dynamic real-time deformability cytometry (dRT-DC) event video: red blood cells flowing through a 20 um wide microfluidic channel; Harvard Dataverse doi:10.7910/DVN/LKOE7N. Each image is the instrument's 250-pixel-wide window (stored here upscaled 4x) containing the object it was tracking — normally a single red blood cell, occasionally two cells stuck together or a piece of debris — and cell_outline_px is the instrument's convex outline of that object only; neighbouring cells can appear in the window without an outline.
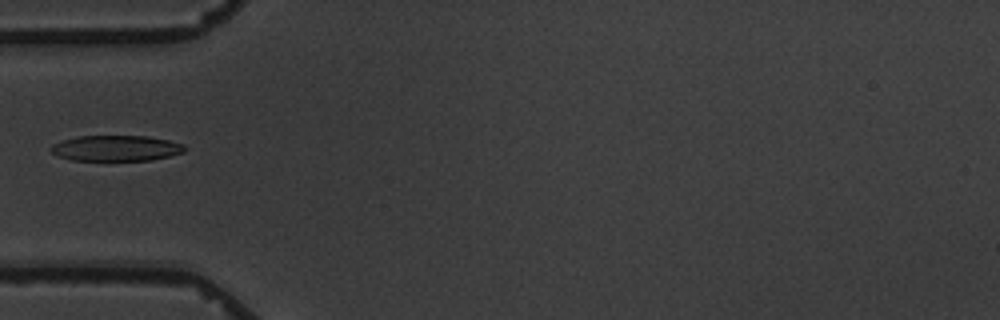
{"species": "common noctule bat (a hibernating species)", "species_latin": "Nyctalus noctula", "temperature_condition": "warm", "stored_images_in_passage": 1, "camera_frame_rate_fps": 3000, "um_per_image_px": 0.085, "animal": {"sex": "male", "body_mass_g": 19.5, "forearm_length_mm": 54.6}, "frame": {"image": 1, "passage_image": 1, "time_ms": 0.0, "image_size_px": [1000, 320], "cell_outline_px": [[188, 148], [184, 152], [152, 160], [72, 160], [56, 156], [48, 148], [52, 144], [60, 140], [80, 136], [148, 136], [168, 140], [184, 144]], "centroid_in_image_um": [9.85, 12.59], "position_along_channel_um": 75.2, "area_um2": 20.17}}